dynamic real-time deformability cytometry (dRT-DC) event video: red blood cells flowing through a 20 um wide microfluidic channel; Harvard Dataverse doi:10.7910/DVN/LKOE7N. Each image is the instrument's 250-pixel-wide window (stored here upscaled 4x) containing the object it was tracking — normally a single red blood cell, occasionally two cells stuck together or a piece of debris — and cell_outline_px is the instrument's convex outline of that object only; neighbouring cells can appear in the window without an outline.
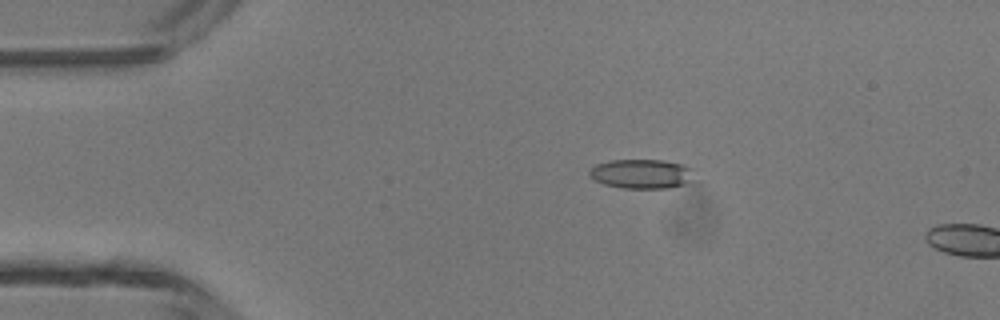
{"species": "common noctule bat (a hibernating species)", "species_latin": "Nyctalus noctula", "temperature_condition": "room temperature", "stored_images_in_passage": 11, "camera_frame_rate_fps": 3000, "um_per_image_px": 0.085, "animal": {"sex": "male", "body_mass_g": 13.3}, "frame": {"image": 1, "passage_image": 8, "time_ms": 2.333, "image_size_px": [1000, 320], "cell_outline_px": [[692, 168], [684, 184], [668, 188], [624, 188], [604, 184], [596, 180], [588, 172], [596, 164], [612, 160], [664, 160], [684, 164]], "centroid_in_image_um": [54.48, 14.76], "position_along_channel_um": 30.5, "area_um2": 17.46}}